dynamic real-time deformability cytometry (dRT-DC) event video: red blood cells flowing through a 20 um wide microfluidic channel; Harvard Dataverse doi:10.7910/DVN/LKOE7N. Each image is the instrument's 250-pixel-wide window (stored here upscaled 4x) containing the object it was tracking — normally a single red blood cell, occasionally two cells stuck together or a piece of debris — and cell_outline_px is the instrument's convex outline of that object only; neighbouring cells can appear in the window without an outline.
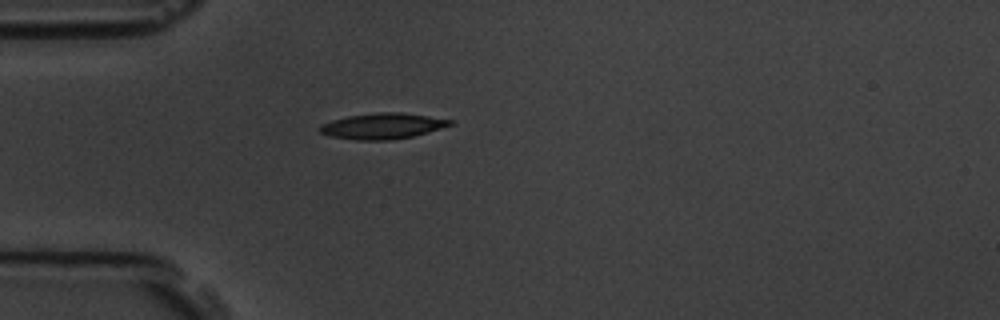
{"species": "common noctule bat (a hibernating species)", "species_latin": "Nyctalus noctula", "temperature_condition": "room temperature", "stored_images_in_passage": 1, "camera_frame_rate_fps": 3000, "um_per_image_px": 0.085, "animal": {"sex": "male", "body_mass_g": 19.5, "forearm_length_mm": 54.6}, "frame": {"image": 1, "passage_image": 1, "time_ms": 0.0, "image_size_px": [1000, 320], "cell_outline_px": [[456, 124], [412, 136], [388, 140], [356, 140], [332, 136], [320, 132], [316, 128], [332, 120], [348, 116], [376, 112], [400, 112], [456, 120]], "centroid_in_image_um": [32.56, 10.7], "position_along_channel_um": 52.4, "area_um2": 19.54}}